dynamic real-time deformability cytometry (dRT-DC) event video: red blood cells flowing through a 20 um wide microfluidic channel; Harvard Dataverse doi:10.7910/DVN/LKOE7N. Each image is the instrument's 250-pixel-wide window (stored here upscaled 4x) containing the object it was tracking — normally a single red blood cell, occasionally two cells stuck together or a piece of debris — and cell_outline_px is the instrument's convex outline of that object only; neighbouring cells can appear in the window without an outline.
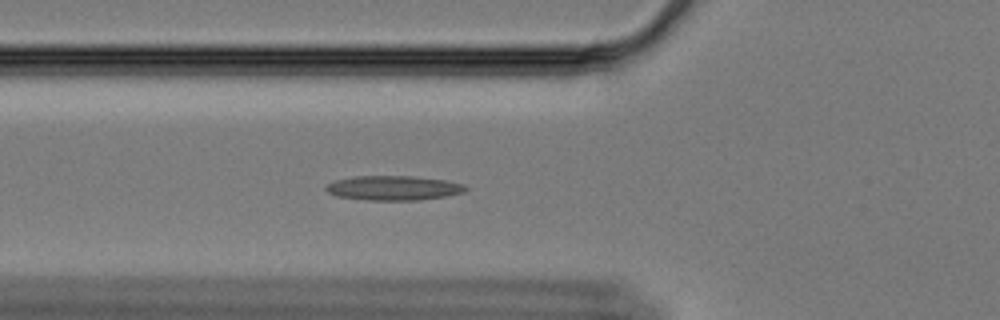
{"species": "Egyptian fruit bat (a non-hibernating species)", "species_latin": "Rousettus aegyptiacus", "temperature_condition": "cold", "stored_images_in_passage": 60, "camera_frame_rate_fps": 3000, "um_per_image_px": 0.085, "animal": {"sex": "female"}, "frame": {"image": 1, "passage_image": 22, "time_ms": 7.0, "image_size_px": [1000, 320], "cell_outline_px": [[468, 188], [464, 192], [444, 196], [420, 200], [368, 200], [336, 196], [328, 192], [324, 188], [328, 184], [336, 180], [356, 176], [412, 176], [444, 180], [464, 184]], "centroid_in_image_um": [33.44, 15.98], "position_along_channel_um": 92.4, "area_um2": 19.83}}
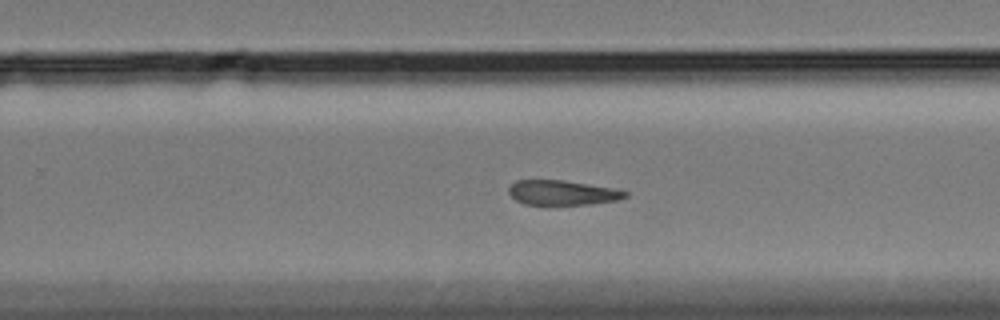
{"frame": {"image": 2, "passage_image": 39, "time_ms": 12.667, "image_size_px": [1000, 320], "cell_outline_px": [[628, 196], [616, 200], [592, 204], [548, 208], [524, 204], [516, 200], [508, 192], [508, 188], [516, 180], [564, 180], [616, 188], [628, 192]], "centroid_in_image_um": [47.78, 16.43], "position_along_channel_um": 282.0, "area_um2": 17.74}}
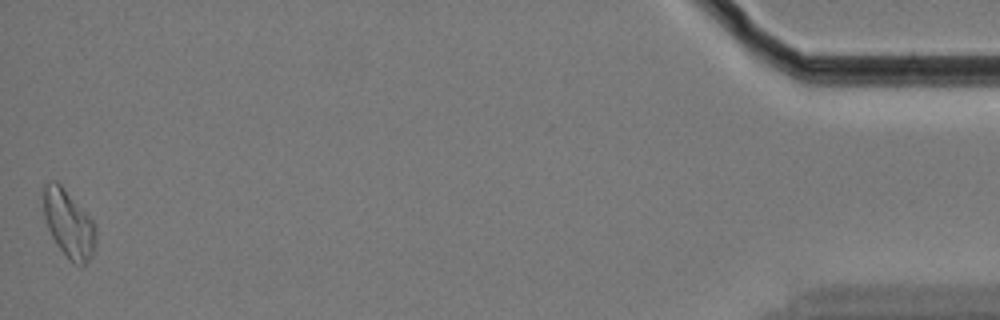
{"frame": {"image": 3, "passage_image": 60, "time_ms": 19.667, "image_size_px": [1000, 320], "cell_outline_px": [[96, 240], [92, 256], [84, 264], [72, 264], [68, 260], [56, 244], [48, 228], [44, 216], [44, 184], [56, 180], [60, 184], [92, 220], [96, 228]], "centroid_in_image_um": [5.84, 19.06], "position_along_channel_um": 429.4, "area_um2": 20.35}}